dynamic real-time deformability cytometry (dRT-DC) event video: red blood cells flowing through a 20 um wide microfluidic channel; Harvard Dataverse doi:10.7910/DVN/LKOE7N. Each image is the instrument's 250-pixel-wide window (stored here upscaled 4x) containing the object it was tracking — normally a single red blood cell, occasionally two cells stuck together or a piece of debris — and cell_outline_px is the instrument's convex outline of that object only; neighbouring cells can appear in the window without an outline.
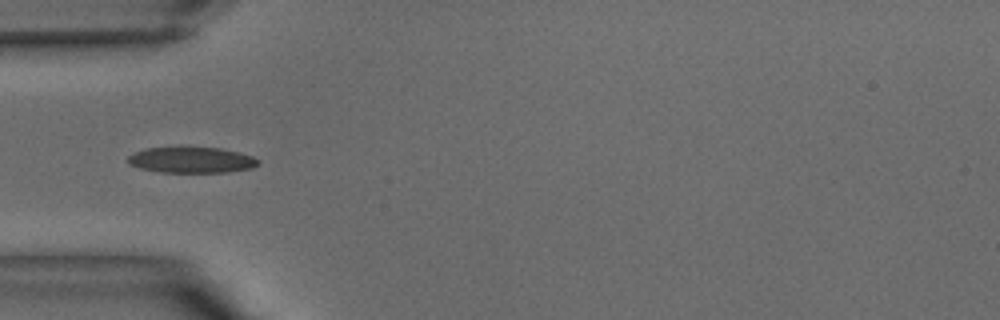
{"species": "common noctule bat (a hibernating species)", "species_latin": "Nyctalus noctula", "temperature_condition": "warm", "stored_images_in_passage": 9, "camera_frame_rate_fps": 3000, "um_per_image_px": 0.085, "animal": {"sex": "male", "body_mass_g": 15.6}, "frame": {"image": 1, "passage_image": 2, "time_ms": 0.333, "image_size_px": [1000, 320], "cell_outline_px": [[260, 164], [252, 168], [228, 172], [160, 172], [140, 168], [128, 164], [128, 156], [144, 148], [180, 144], [220, 148], [240, 152], [252, 156], [260, 160]], "centroid_in_image_um": [16.27, 13.55], "position_along_channel_um": 68.7, "area_um2": 20.63}}